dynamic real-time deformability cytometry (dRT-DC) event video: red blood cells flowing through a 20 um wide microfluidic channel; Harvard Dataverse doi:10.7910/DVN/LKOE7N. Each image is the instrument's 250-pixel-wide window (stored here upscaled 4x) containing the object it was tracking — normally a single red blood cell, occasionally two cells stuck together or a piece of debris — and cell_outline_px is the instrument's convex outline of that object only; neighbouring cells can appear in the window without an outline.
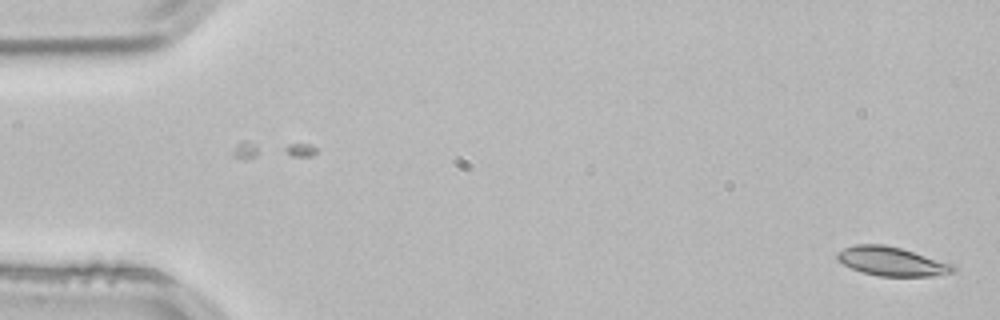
{"species": "common noctule bat (a hibernating species)", "species_latin": "Nyctalus noctula", "temperature_condition": "room temperature", "stored_images_in_passage": 53, "camera_frame_rate_fps": 3000, "um_per_image_px": 0.085, "animal": {"sex": "male", "body_mass_g": 21.5, "forearm_length_mm": 52.0}, "frame": {"image": 1, "passage_image": 1, "time_ms": 0.0, "image_size_px": [1000, 320], "cell_outline_px": [[956, 272], [932, 276], [880, 276], [860, 272], [836, 260], [836, 252], [844, 248], [856, 244], [884, 244], [900, 248], [952, 264], [956, 268]], "centroid_in_image_um": [75.76, 22.22], "position_along_channel_um": 9.2, "area_um2": 19.48}}
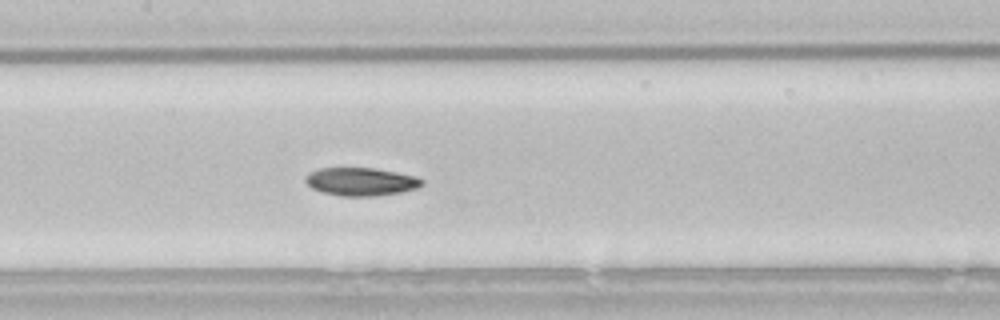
{"frame": {"image": 2, "passage_image": 25, "time_ms": 8.0, "image_size_px": [1000, 320], "cell_outline_px": [[424, 184], [416, 188], [400, 192], [376, 196], [340, 196], [324, 192], [312, 188], [304, 180], [304, 176], [308, 172], [320, 168], [372, 168], [396, 172], [416, 176], [424, 180]], "centroid_in_image_um": [30.67, 15.43], "position_along_channel_um": 176.7, "area_um2": 19.07}}
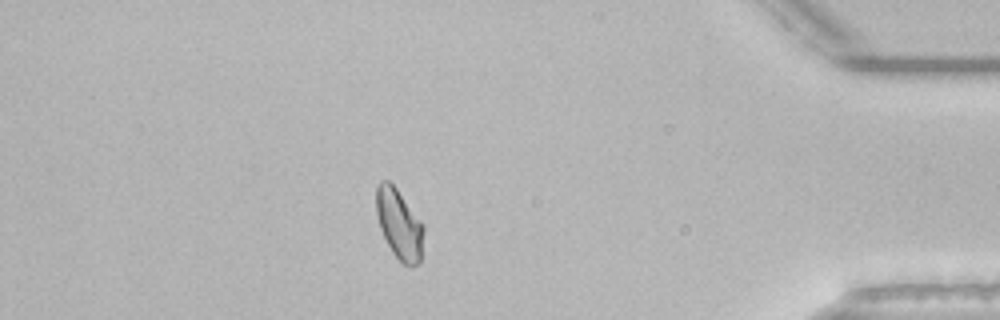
{"frame": {"image": 3, "passage_image": 46, "time_ms": 15.0, "image_size_px": [1000, 320], "cell_outline_px": [[424, 232], [420, 264], [412, 268], [404, 264], [392, 252], [380, 228], [376, 216], [376, 188], [380, 180], [388, 180], [396, 188], [424, 224]], "centroid_in_image_um": [33.94, 19.07], "position_along_channel_um": 401.3, "area_um2": 19.48}, "authors_computed_cell_mechanics": {"area_um2": 19.4786, "velocity_mm_per_s": 3.8151, "shape_relaxation_time_tau1_ms": 3.3045, "shape_relaxation_time_tau2_ms": 7.6016, "deformation_change_tau1": 0.117, "deformation_change_tau2": 0.1073}}